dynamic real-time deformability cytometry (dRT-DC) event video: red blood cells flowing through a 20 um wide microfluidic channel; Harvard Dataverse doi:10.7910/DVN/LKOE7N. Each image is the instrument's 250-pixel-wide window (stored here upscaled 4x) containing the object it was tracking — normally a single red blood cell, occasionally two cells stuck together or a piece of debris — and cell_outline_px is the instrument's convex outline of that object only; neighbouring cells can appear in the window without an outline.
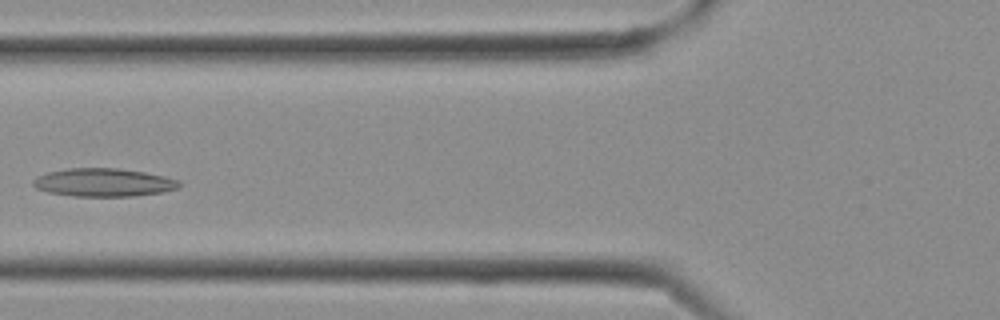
{"species": "Egyptian fruit bat (a non-hibernating species)", "species_latin": "Rousettus aegyptiacus", "temperature_condition": "cold", "stored_images_in_passage": 10, "camera_frame_rate_fps": 3000, "um_per_image_px": 0.085, "frame": {"image": 1, "passage_image": 9, "time_ms": 2.667, "image_size_px": [1000, 320], "cell_outline_px": [[180, 184], [176, 188], [164, 192], [132, 196], [72, 196], [48, 192], [36, 188], [32, 184], [32, 180], [36, 176], [48, 172], [68, 168], [116, 168], [144, 172], [164, 176], [180, 180]], "centroid_in_image_um": [8.78, 15.51], "position_along_channel_um": 117.0, "area_um2": 23.99}}